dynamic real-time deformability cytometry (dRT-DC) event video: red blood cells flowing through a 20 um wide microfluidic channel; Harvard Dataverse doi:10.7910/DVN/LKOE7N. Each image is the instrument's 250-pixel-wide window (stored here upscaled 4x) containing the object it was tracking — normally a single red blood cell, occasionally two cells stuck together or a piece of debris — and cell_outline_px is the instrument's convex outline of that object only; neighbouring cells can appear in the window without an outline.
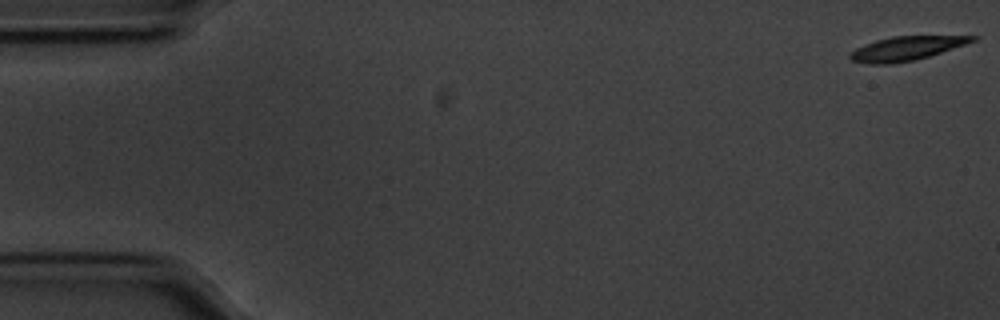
{"species": "common noctule bat (a hibernating species)", "species_latin": "Nyctalus noctula", "temperature_condition": "cold", "stored_images_in_passage": 53, "camera_frame_rate_fps": 3000, "um_per_image_px": 0.085, "animal": {"sex": "male", "body_mass_g": 20.1, "forearm_length_mm": 53.5}, "frame": {"image": 1, "passage_image": 1, "time_ms": 0.0, "image_size_px": [1000, 320], "cell_outline_px": [[980, 36], [976, 40], [928, 56], [912, 60], [892, 64], [868, 64], [852, 60], [848, 56], [856, 48], [864, 44], [876, 40], [892, 36]], "centroid_in_image_um": [76.98, 4.11], "position_along_channel_um": 8.0, "area_um2": 16.76}}
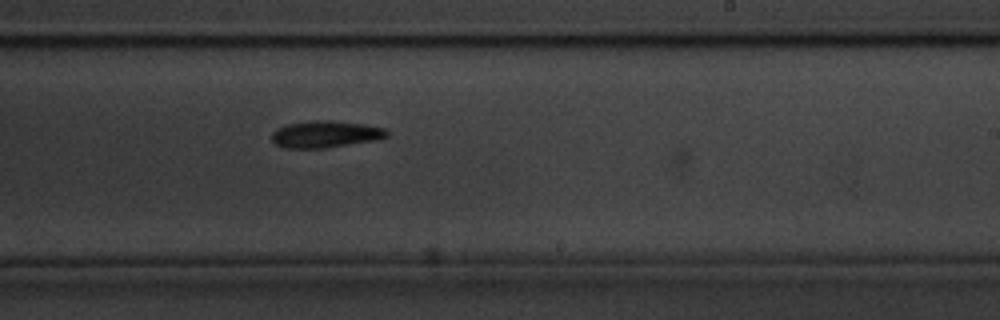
{"frame": {"image": 2, "passage_image": 34, "time_ms": 11.0, "image_size_px": [1000, 320], "cell_outline_px": [[388, 136], [380, 140], [324, 148], [284, 148], [276, 144], [272, 140], [272, 132], [276, 128], [288, 124], [312, 120], [332, 120], [364, 124], [388, 128]], "centroid_in_image_um": [27.71, 11.4], "position_along_channel_um": 261.3, "area_um2": 18.32}}
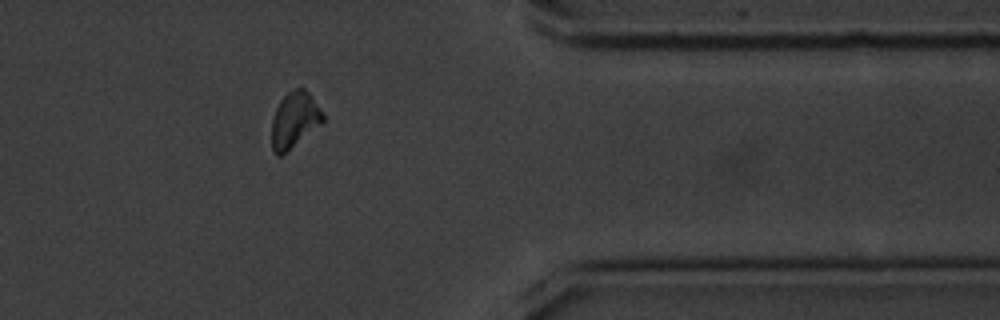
{"frame": {"image": 3, "passage_image": 46, "time_ms": 15.0, "image_size_px": [1000, 320], "cell_outline_px": [[324, 120], [320, 124], [280, 156], [276, 156], [272, 148], [272, 120], [276, 108], [280, 100], [288, 92], [296, 88], [304, 88], [308, 92], [324, 112]], "centroid_in_image_um": [25.03, 10.16], "position_along_channel_um": 386.4, "area_um2": 16.36}}